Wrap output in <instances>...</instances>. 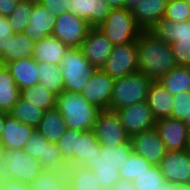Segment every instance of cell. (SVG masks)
<instances>
[{
    "mask_svg": "<svg viewBox=\"0 0 190 190\" xmlns=\"http://www.w3.org/2000/svg\"><path fill=\"white\" fill-rule=\"evenodd\" d=\"M138 70L153 81H158L177 64L171 44L156 38L149 31H142L137 39Z\"/></svg>",
    "mask_w": 190,
    "mask_h": 190,
    "instance_id": "6da1fadb",
    "label": "cell"
},
{
    "mask_svg": "<svg viewBox=\"0 0 190 190\" xmlns=\"http://www.w3.org/2000/svg\"><path fill=\"white\" fill-rule=\"evenodd\" d=\"M132 152L131 141L112 147L101 145L97 155L83 166L93 170L102 188L111 189L121 179L119 169Z\"/></svg>",
    "mask_w": 190,
    "mask_h": 190,
    "instance_id": "7a4b0ae2",
    "label": "cell"
},
{
    "mask_svg": "<svg viewBox=\"0 0 190 190\" xmlns=\"http://www.w3.org/2000/svg\"><path fill=\"white\" fill-rule=\"evenodd\" d=\"M56 108L64 118L68 129L94 130L100 109L90 104L80 93L64 90L57 95Z\"/></svg>",
    "mask_w": 190,
    "mask_h": 190,
    "instance_id": "3957f363",
    "label": "cell"
},
{
    "mask_svg": "<svg viewBox=\"0 0 190 190\" xmlns=\"http://www.w3.org/2000/svg\"><path fill=\"white\" fill-rule=\"evenodd\" d=\"M41 162L21 149L3 150L0 178L30 184L43 171Z\"/></svg>",
    "mask_w": 190,
    "mask_h": 190,
    "instance_id": "277c9868",
    "label": "cell"
},
{
    "mask_svg": "<svg viewBox=\"0 0 190 190\" xmlns=\"http://www.w3.org/2000/svg\"><path fill=\"white\" fill-rule=\"evenodd\" d=\"M152 83L153 80L140 72L116 78L109 110L115 111L138 102L146 101Z\"/></svg>",
    "mask_w": 190,
    "mask_h": 190,
    "instance_id": "5b68a950",
    "label": "cell"
},
{
    "mask_svg": "<svg viewBox=\"0 0 190 190\" xmlns=\"http://www.w3.org/2000/svg\"><path fill=\"white\" fill-rule=\"evenodd\" d=\"M61 73L66 91L80 93L96 70L85 58L80 47H70L61 63Z\"/></svg>",
    "mask_w": 190,
    "mask_h": 190,
    "instance_id": "8992f818",
    "label": "cell"
},
{
    "mask_svg": "<svg viewBox=\"0 0 190 190\" xmlns=\"http://www.w3.org/2000/svg\"><path fill=\"white\" fill-rule=\"evenodd\" d=\"M113 45L137 41L143 31L135 21L131 10L111 9L105 21L98 26Z\"/></svg>",
    "mask_w": 190,
    "mask_h": 190,
    "instance_id": "52a82bcc",
    "label": "cell"
},
{
    "mask_svg": "<svg viewBox=\"0 0 190 190\" xmlns=\"http://www.w3.org/2000/svg\"><path fill=\"white\" fill-rule=\"evenodd\" d=\"M23 151L38 159L43 169L66 171L68 168L57 143H50L37 129L33 131Z\"/></svg>",
    "mask_w": 190,
    "mask_h": 190,
    "instance_id": "ba28073f",
    "label": "cell"
},
{
    "mask_svg": "<svg viewBox=\"0 0 190 190\" xmlns=\"http://www.w3.org/2000/svg\"><path fill=\"white\" fill-rule=\"evenodd\" d=\"M137 41L114 45L101 69L112 78H121L139 72Z\"/></svg>",
    "mask_w": 190,
    "mask_h": 190,
    "instance_id": "9c48e42d",
    "label": "cell"
},
{
    "mask_svg": "<svg viewBox=\"0 0 190 190\" xmlns=\"http://www.w3.org/2000/svg\"><path fill=\"white\" fill-rule=\"evenodd\" d=\"M94 132L100 145L112 147L113 144H124L130 141V136L121 124L118 114L113 110H100Z\"/></svg>",
    "mask_w": 190,
    "mask_h": 190,
    "instance_id": "30bf717a",
    "label": "cell"
},
{
    "mask_svg": "<svg viewBox=\"0 0 190 190\" xmlns=\"http://www.w3.org/2000/svg\"><path fill=\"white\" fill-rule=\"evenodd\" d=\"M91 26L70 11L56 16L53 36L69 47H81Z\"/></svg>",
    "mask_w": 190,
    "mask_h": 190,
    "instance_id": "8fae6325",
    "label": "cell"
},
{
    "mask_svg": "<svg viewBox=\"0 0 190 190\" xmlns=\"http://www.w3.org/2000/svg\"><path fill=\"white\" fill-rule=\"evenodd\" d=\"M115 78L96 69L80 94L100 110L109 109Z\"/></svg>",
    "mask_w": 190,
    "mask_h": 190,
    "instance_id": "7c38bea8",
    "label": "cell"
},
{
    "mask_svg": "<svg viewBox=\"0 0 190 190\" xmlns=\"http://www.w3.org/2000/svg\"><path fill=\"white\" fill-rule=\"evenodd\" d=\"M130 141L133 152L155 166H159L168 151L155 127L132 135Z\"/></svg>",
    "mask_w": 190,
    "mask_h": 190,
    "instance_id": "4fadbf2b",
    "label": "cell"
},
{
    "mask_svg": "<svg viewBox=\"0 0 190 190\" xmlns=\"http://www.w3.org/2000/svg\"><path fill=\"white\" fill-rule=\"evenodd\" d=\"M115 111L130 137L143 130L155 127L156 120L146 101L138 102Z\"/></svg>",
    "mask_w": 190,
    "mask_h": 190,
    "instance_id": "5bb4252c",
    "label": "cell"
},
{
    "mask_svg": "<svg viewBox=\"0 0 190 190\" xmlns=\"http://www.w3.org/2000/svg\"><path fill=\"white\" fill-rule=\"evenodd\" d=\"M165 182L190 185V155L185 151H167L159 164Z\"/></svg>",
    "mask_w": 190,
    "mask_h": 190,
    "instance_id": "9a60e30c",
    "label": "cell"
},
{
    "mask_svg": "<svg viewBox=\"0 0 190 190\" xmlns=\"http://www.w3.org/2000/svg\"><path fill=\"white\" fill-rule=\"evenodd\" d=\"M113 46L99 27H91L80 48L90 64L99 69L107 61Z\"/></svg>",
    "mask_w": 190,
    "mask_h": 190,
    "instance_id": "2e32d148",
    "label": "cell"
},
{
    "mask_svg": "<svg viewBox=\"0 0 190 190\" xmlns=\"http://www.w3.org/2000/svg\"><path fill=\"white\" fill-rule=\"evenodd\" d=\"M155 128L168 151L185 150L189 129L182 120L162 118L156 120Z\"/></svg>",
    "mask_w": 190,
    "mask_h": 190,
    "instance_id": "e0dca14e",
    "label": "cell"
},
{
    "mask_svg": "<svg viewBox=\"0 0 190 190\" xmlns=\"http://www.w3.org/2000/svg\"><path fill=\"white\" fill-rule=\"evenodd\" d=\"M56 16L40 3H33L25 35L34 43L53 34Z\"/></svg>",
    "mask_w": 190,
    "mask_h": 190,
    "instance_id": "ac0fdd59",
    "label": "cell"
},
{
    "mask_svg": "<svg viewBox=\"0 0 190 190\" xmlns=\"http://www.w3.org/2000/svg\"><path fill=\"white\" fill-rule=\"evenodd\" d=\"M69 4L68 10L91 27L100 26L111 11L105 0H69Z\"/></svg>",
    "mask_w": 190,
    "mask_h": 190,
    "instance_id": "d6986e66",
    "label": "cell"
},
{
    "mask_svg": "<svg viewBox=\"0 0 190 190\" xmlns=\"http://www.w3.org/2000/svg\"><path fill=\"white\" fill-rule=\"evenodd\" d=\"M34 130V127L21 123L10 114H7L0 139L3 150H23Z\"/></svg>",
    "mask_w": 190,
    "mask_h": 190,
    "instance_id": "ffe728a7",
    "label": "cell"
},
{
    "mask_svg": "<svg viewBox=\"0 0 190 190\" xmlns=\"http://www.w3.org/2000/svg\"><path fill=\"white\" fill-rule=\"evenodd\" d=\"M168 0H140L131 10L136 23L143 31H149L164 18Z\"/></svg>",
    "mask_w": 190,
    "mask_h": 190,
    "instance_id": "44dd1931",
    "label": "cell"
},
{
    "mask_svg": "<svg viewBox=\"0 0 190 190\" xmlns=\"http://www.w3.org/2000/svg\"><path fill=\"white\" fill-rule=\"evenodd\" d=\"M174 95L167 91L159 81L150 86L146 103L155 120L171 117Z\"/></svg>",
    "mask_w": 190,
    "mask_h": 190,
    "instance_id": "7402d4cb",
    "label": "cell"
},
{
    "mask_svg": "<svg viewBox=\"0 0 190 190\" xmlns=\"http://www.w3.org/2000/svg\"><path fill=\"white\" fill-rule=\"evenodd\" d=\"M70 47L53 35L34 43L33 59L38 63H53L60 65L65 53Z\"/></svg>",
    "mask_w": 190,
    "mask_h": 190,
    "instance_id": "603a6c76",
    "label": "cell"
},
{
    "mask_svg": "<svg viewBox=\"0 0 190 190\" xmlns=\"http://www.w3.org/2000/svg\"><path fill=\"white\" fill-rule=\"evenodd\" d=\"M19 89L38 84V62L33 57L21 58L5 65Z\"/></svg>",
    "mask_w": 190,
    "mask_h": 190,
    "instance_id": "cb8c5ba5",
    "label": "cell"
},
{
    "mask_svg": "<svg viewBox=\"0 0 190 190\" xmlns=\"http://www.w3.org/2000/svg\"><path fill=\"white\" fill-rule=\"evenodd\" d=\"M149 32L159 40L171 44L178 39L190 38V20L174 23L162 18Z\"/></svg>",
    "mask_w": 190,
    "mask_h": 190,
    "instance_id": "d4e9b609",
    "label": "cell"
},
{
    "mask_svg": "<svg viewBox=\"0 0 190 190\" xmlns=\"http://www.w3.org/2000/svg\"><path fill=\"white\" fill-rule=\"evenodd\" d=\"M50 143H57L65 134L67 127L60 111L55 107L45 111L36 128Z\"/></svg>",
    "mask_w": 190,
    "mask_h": 190,
    "instance_id": "484cf974",
    "label": "cell"
},
{
    "mask_svg": "<svg viewBox=\"0 0 190 190\" xmlns=\"http://www.w3.org/2000/svg\"><path fill=\"white\" fill-rule=\"evenodd\" d=\"M68 190H101L102 187L97 180L93 170L76 165L68 166L67 170Z\"/></svg>",
    "mask_w": 190,
    "mask_h": 190,
    "instance_id": "4316f807",
    "label": "cell"
},
{
    "mask_svg": "<svg viewBox=\"0 0 190 190\" xmlns=\"http://www.w3.org/2000/svg\"><path fill=\"white\" fill-rule=\"evenodd\" d=\"M34 42L25 33H15L7 44V51L0 57L6 65L21 58L32 57Z\"/></svg>",
    "mask_w": 190,
    "mask_h": 190,
    "instance_id": "83f0119b",
    "label": "cell"
},
{
    "mask_svg": "<svg viewBox=\"0 0 190 190\" xmlns=\"http://www.w3.org/2000/svg\"><path fill=\"white\" fill-rule=\"evenodd\" d=\"M158 81L172 95L190 92V66L177 65Z\"/></svg>",
    "mask_w": 190,
    "mask_h": 190,
    "instance_id": "f1b7e54d",
    "label": "cell"
},
{
    "mask_svg": "<svg viewBox=\"0 0 190 190\" xmlns=\"http://www.w3.org/2000/svg\"><path fill=\"white\" fill-rule=\"evenodd\" d=\"M20 98V89L5 66L0 71V111L9 113Z\"/></svg>",
    "mask_w": 190,
    "mask_h": 190,
    "instance_id": "f546056e",
    "label": "cell"
},
{
    "mask_svg": "<svg viewBox=\"0 0 190 190\" xmlns=\"http://www.w3.org/2000/svg\"><path fill=\"white\" fill-rule=\"evenodd\" d=\"M20 98L47 111L56 107L57 95L42 84L20 89Z\"/></svg>",
    "mask_w": 190,
    "mask_h": 190,
    "instance_id": "4dcf8cb0",
    "label": "cell"
},
{
    "mask_svg": "<svg viewBox=\"0 0 190 190\" xmlns=\"http://www.w3.org/2000/svg\"><path fill=\"white\" fill-rule=\"evenodd\" d=\"M38 81L54 94H61L64 89V79L60 65L53 63H38Z\"/></svg>",
    "mask_w": 190,
    "mask_h": 190,
    "instance_id": "1f68e13d",
    "label": "cell"
},
{
    "mask_svg": "<svg viewBox=\"0 0 190 190\" xmlns=\"http://www.w3.org/2000/svg\"><path fill=\"white\" fill-rule=\"evenodd\" d=\"M30 186L31 190H68L67 173L44 169Z\"/></svg>",
    "mask_w": 190,
    "mask_h": 190,
    "instance_id": "d6a6232c",
    "label": "cell"
},
{
    "mask_svg": "<svg viewBox=\"0 0 190 190\" xmlns=\"http://www.w3.org/2000/svg\"><path fill=\"white\" fill-rule=\"evenodd\" d=\"M45 110L37 107L35 104L27 102L21 98L12 107L8 113L21 123H25L35 129L39 126Z\"/></svg>",
    "mask_w": 190,
    "mask_h": 190,
    "instance_id": "836d02e7",
    "label": "cell"
},
{
    "mask_svg": "<svg viewBox=\"0 0 190 190\" xmlns=\"http://www.w3.org/2000/svg\"><path fill=\"white\" fill-rule=\"evenodd\" d=\"M100 147L94 130L83 131L81 136L78 137V152L74 153V166H83L89 159H93Z\"/></svg>",
    "mask_w": 190,
    "mask_h": 190,
    "instance_id": "e575fe53",
    "label": "cell"
},
{
    "mask_svg": "<svg viewBox=\"0 0 190 190\" xmlns=\"http://www.w3.org/2000/svg\"><path fill=\"white\" fill-rule=\"evenodd\" d=\"M82 132L67 128L65 134L57 142L63 160L68 166H74V153L78 152V137Z\"/></svg>",
    "mask_w": 190,
    "mask_h": 190,
    "instance_id": "d590c367",
    "label": "cell"
},
{
    "mask_svg": "<svg viewBox=\"0 0 190 190\" xmlns=\"http://www.w3.org/2000/svg\"><path fill=\"white\" fill-rule=\"evenodd\" d=\"M137 190H159L165 182L160 167L152 165L132 181Z\"/></svg>",
    "mask_w": 190,
    "mask_h": 190,
    "instance_id": "8d00e7d4",
    "label": "cell"
},
{
    "mask_svg": "<svg viewBox=\"0 0 190 190\" xmlns=\"http://www.w3.org/2000/svg\"><path fill=\"white\" fill-rule=\"evenodd\" d=\"M152 164L144 157L132 152L119 169L120 178L133 181L135 177L146 171Z\"/></svg>",
    "mask_w": 190,
    "mask_h": 190,
    "instance_id": "74e56055",
    "label": "cell"
},
{
    "mask_svg": "<svg viewBox=\"0 0 190 190\" xmlns=\"http://www.w3.org/2000/svg\"><path fill=\"white\" fill-rule=\"evenodd\" d=\"M33 2L19 0L15 10L8 16L14 33H24L29 23Z\"/></svg>",
    "mask_w": 190,
    "mask_h": 190,
    "instance_id": "f35d334b",
    "label": "cell"
},
{
    "mask_svg": "<svg viewBox=\"0 0 190 190\" xmlns=\"http://www.w3.org/2000/svg\"><path fill=\"white\" fill-rule=\"evenodd\" d=\"M164 18L174 23L190 20V7L185 0H168Z\"/></svg>",
    "mask_w": 190,
    "mask_h": 190,
    "instance_id": "ab89813d",
    "label": "cell"
},
{
    "mask_svg": "<svg viewBox=\"0 0 190 190\" xmlns=\"http://www.w3.org/2000/svg\"><path fill=\"white\" fill-rule=\"evenodd\" d=\"M171 49L177 65L190 66V38L171 43Z\"/></svg>",
    "mask_w": 190,
    "mask_h": 190,
    "instance_id": "60d3db41",
    "label": "cell"
},
{
    "mask_svg": "<svg viewBox=\"0 0 190 190\" xmlns=\"http://www.w3.org/2000/svg\"><path fill=\"white\" fill-rule=\"evenodd\" d=\"M190 110V92H182L174 95L171 118L183 120L188 117Z\"/></svg>",
    "mask_w": 190,
    "mask_h": 190,
    "instance_id": "b9f144b4",
    "label": "cell"
},
{
    "mask_svg": "<svg viewBox=\"0 0 190 190\" xmlns=\"http://www.w3.org/2000/svg\"><path fill=\"white\" fill-rule=\"evenodd\" d=\"M14 34L8 17L0 15V57L7 51L8 41Z\"/></svg>",
    "mask_w": 190,
    "mask_h": 190,
    "instance_id": "7bdbcfd3",
    "label": "cell"
},
{
    "mask_svg": "<svg viewBox=\"0 0 190 190\" xmlns=\"http://www.w3.org/2000/svg\"><path fill=\"white\" fill-rule=\"evenodd\" d=\"M47 8L54 16H59L64 12L69 11V0H41L39 2Z\"/></svg>",
    "mask_w": 190,
    "mask_h": 190,
    "instance_id": "ee69618b",
    "label": "cell"
},
{
    "mask_svg": "<svg viewBox=\"0 0 190 190\" xmlns=\"http://www.w3.org/2000/svg\"><path fill=\"white\" fill-rule=\"evenodd\" d=\"M0 190H31V186L20 181L1 179Z\"/></svg>",
    "mask_w": 190,
    "mask_h": 190,
    "instance_id": "f6af8a7d",
    "label": "cell"
},
{
    "mask_svg": "<svg viewBox=\"0 0 190 190\" xmlns=\"http://www.w3.org/2000/svg\"><path fill=\"white\" fill-rule=\"evenodd\" d=\"M19 0H0V15L8 17L16 8Z\"/></svg>",
    "mask_w": 190,
    "mask_h": 190,
    "instance_id": "bcb514c9",
    "label": "cell"
},
{
    "mask_svg": "<svg viewBox=\"0 0 190 190\" xmlns=\"http://www.w3.org/2000/svg\"><path fill=\"white\" fill-rule=\"evenodd\" d=\"M111 190H137L132 181L126 179L118 180Z\"/></svg>",
    "mask_w": 190,
    "mask_h": 190,
    "instance_id": "7dc6e473",
    "label": "cell"
},
{
    "mask_svg": "<svg viewBox=\"0 0 190 190\" xmlns=\"http://www.w3.org/2000/svg\"><path fill=\"white\" fill-rule=\"evenodd\" d=\"M111 9L125 8L124 0H105Z\"/></svg>",
    "mask_w": 190,
    "mask_h": 190,
    "instance_id": "c3c4849f",
    "label": "cell"
},
{
    "mask_svg": "<svg viewBox=\"0 0 190 190\" xmlns=\"http://www.w3.org/2000/svg\"><path fill=\"white\" fill-rule=\"evenodd\" d=\"M140 0H124L125 8L128 10H132L134 6H136Z\"/></svg>",
    "mask_w": 190,
    "mask_h": 190,
    "instance_id": "681fc988",
    "label": "cell"
},
{
    "mask_svg": "<svg viewBox=\"0 0 190 190\" xmlns=\"http://www.w3.org/2000/svg\"><path fill=\"white\" fill-rule=\"evenodd\" d=\"M8 113L0 111V139L2 137L3 126L5 123V117Z\"/></svg>",
    "mask_w": 190,
    "mask_h": 190,
    "instance_id": "f907efd6",
    "label": "cell"
},
{
    "mask_svg": "<svg viewBox=\"0 0 190 190\" xmlns=\"http://www.w3.org/2000/svg\"><path fill=\"white\" fill-rule=\"evenodd\" d=\"M159 190H174V184L169 182H164L161 188H159Z\"/></svg>",
    "mask_w": 190,
    "mask_h": 190,
    "instance_id": "816d5d0a",
    "label": "cell"
},
{
    "mask_svg": "<svg viewBox=\"0 0 190 190\" xmlns=\"http://www.w3.org/2000/svg\"><path fill=\"white\" fill-rule=\"evenodd\" d=\"M174 190H190V185H186V184L175 185L174 184Z\"/></svg>",
    "mask_w": 190,
    "mask_h": 190,
    "instance_id": "f5cc1de1",
    "label": "cell"
},
{
    "mask_svg": "<svg viewBox=\"0 0 190 190\" xmlns=\"http://www.w3.org/2000/svg\"><path fill=\"white\" fill-rule=\"evenodd\" d=\"M185 151L190 155V130H189L188 137H187Z\"/></svg>",
    "mask_w": 190,
    "mask_h": 190,
    "instance_id": "db71d44e",
    "label": "cell"
},
{
    "mask_svg": "<svg viewBox=\"0 0 190 190\" xmlns=\"http://www.w3.org/2000/svg\"><path fill=\"white\" fill-rule=\"evenodd\" d=\"M182 121L187 125L188 129L190 130V110L188 113V117H185Z\"/></svg>",
    "mask_w": 190,
    "mask_h": 190,
    "instance_id": "11a10c76",
    "label": "cell"
},
{
    "mask_svg": "<svg viewBox=\"0 0 190 190\" xmlns=\"http://www.w3.org/2000/svg\"><path fill=\"white\" fill-rule=\"evenodd\" d=\"M2 153H3V147H2V145L0 144V162H1V158H2Z\"/></svg>",
    "mask_w": 190,
    "mask_h": 190,
    "instance_id": "9f6ffc18",
    "label": "cell"
},
{
    "mask_svg": "<svg viewBox=\"0 0 190 190\" xmlns=\"http://www.w3.org/2000/svg\"><path fill=\"white\" fill-rule=\"evenodd\" d=\"M5 67V64L0 59V71Z\"/></svg>",
    "mask_w": 190,
    "mask_h": 190,
    "instance_id": "6f0895ef",
    "label": "cell"
},
{
    "mask_svg": "<svg viewBox=\"0 0 190 190\" xmlns=\"http://www.w3.org/2000/svg\"><path fill=\"white\" fill-rule=\"evenodd\" d=\"M25 1H30V2H33V3H39L41 0H25Z\"/></svg>",
    "mask_w": 190,
    "mask_h": 190,
    "instance_id": "680465c9",
    "label": "cell"
},
{
    "mask_svg": "<svg viewBox=\"0 0 190 190\" xmlns=\"http://www.w3.org/2000/svg\"><path fill=\"white\" fill-rule=\"evenodd\" d=\"M186 1V3L189 5V7H190V0H185Z\"/></svg>",
    "mask_w": 190,
    "mask_h": 190,
    "instance_id": "91938a15",
    "label": "cell"
}]
</instances>
